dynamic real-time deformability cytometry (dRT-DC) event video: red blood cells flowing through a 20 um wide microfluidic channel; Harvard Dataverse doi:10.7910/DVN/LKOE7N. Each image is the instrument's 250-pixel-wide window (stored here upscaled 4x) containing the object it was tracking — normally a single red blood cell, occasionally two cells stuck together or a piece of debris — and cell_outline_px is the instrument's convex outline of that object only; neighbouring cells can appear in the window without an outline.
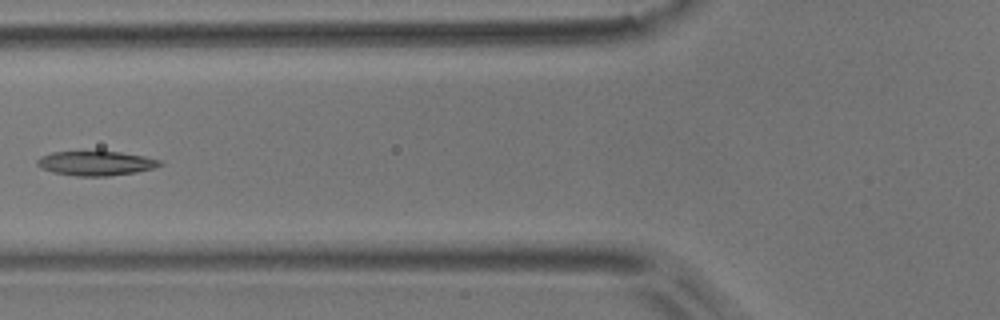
{"species": "common noctule bat (a hibernating species)", "species_latin": "Nyctalus noctula", "temperature_condition": "room temperature", "stored_images_in_passage": 8, "camera_frame_rate_fps": 3000, "um_per_image_px": 0.085, "animal": {"sex": "male", "body_mass_g": 17.9}, "frame": {"image": 1, "passage_image": 6, "time_ms": 1.667, "image_size_px": [1000, 320], "cell_outline_px": [[164, 164], [152, 168], [136, 172], [108, 176], [76, 176], [52, 172], [40, 168], [36, 164], [36, 160], [40, 156], [52, 152], [120, 152], [144, 156], [160, 160]], "centroid_in_image_um": [8.11, 13.88], "position_along_channel_um": 117.7, "area_um2": 17.4}}
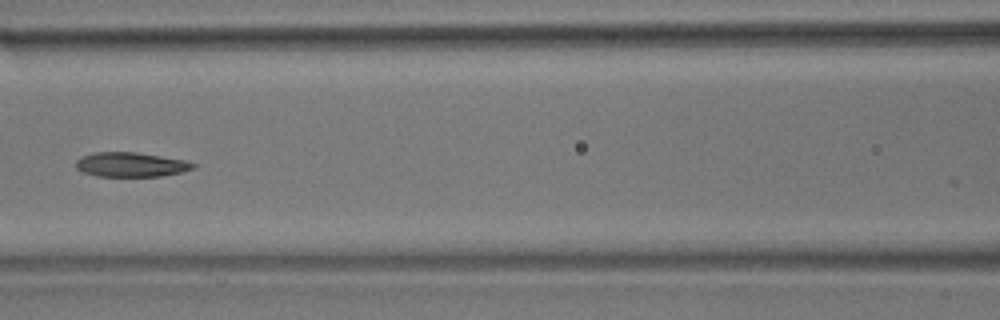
{"frame": {"image": 2, "passage_image": 7, "time_ms": 2.0, "image_size_px": [1000, 320], "cell_outline_px": [[196, 168], [180, 172], [160, 176], [96, 176], [80, 172], [76, 168], [76, 160], [80, 156], [96, 152], [136, 152], [184, 160], [196, 164]], "centroid_in_image_um": [11.08, 13.99], "position_along_channel_um": 155.5, "area_um2": 16.76}}